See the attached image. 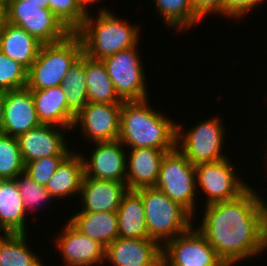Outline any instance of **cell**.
Here are the masks:
<instances>
[{
    "label": "cell",
    "instance_id": "1",
    "mask_svg": "<svg viewBox=\"0 0 267 266\" xmlns=\"http://www.w3.org/2000/svg\"><path fill=\"white\" fill-rule=\"evenodd\" d=\"M249 187L238 198L205 205L196 229L227 266L267 249V201Z\"/></svg>",
    "mask_w": 267,
    "mask_h": 266
},
{
    "label": "cell",
    "instance_id": "2",
    "mask_svg": "<svg viewBox=\"0 0 267 266\" xmlns=\"http://www.w3.org/2000/svg\"><path fill=\"white\" fill-rule=\"evenodd\" d=\"M148 99L124 101L120 113L118 140L130 148H176L177 125L163 113L153 110ZM150 106V107H149Z\"/></svg>",
    "mask_w": 267,
    "mask_h": 266
},
{
    "label": "cell",
    "instance_id": "3",
    "mask_svg": "<svg viewBox=\"0 0 267 266\" xmlns=\"http://www.w3.org/2000/svg\"><path fill=\"white\" fill-rule=\"evenodd\" d=\"M91 15L87 13L82 25L74 32L80 38L83 54L87 57L103 60L139 44L138 26L117 18L107 8L99 10L96 18Z\"/></svg>",
    "mask_w": 267,
    "mask_h": 266
},
{
    "label": "cell",
    "instance_id": "4",
    "mask_svg": "<svg viewBox=\"0 0 267 266\" xmlns=\"http://www.w3.org/2000/svg\"><path fill=\"white\" fill-rule=\"evenodd\" d=\"M142 198L150 239L163 246L193 226V216L155 187L135 190Z\"/></svg>",
    "mask_w": 267,
    "mask_h": 266
},
{
    "label": "cell",
    "instance_id": "5",
    "mask_svg": "<svg viewBox=\"0 0 267 266\" xmlns=\"http://www.w3.org/2000/svg\"><path fill=\"white\" fill-rule=\"evenodd\" d=\"M83 55L80 38L71 33L66 39L42 44L36 60L27 73V88L43 90L61 86L69 68Z\"/></svg>",
    "mask_w": 267,
    "mask_h": 266
},
{
    "label": "cell",
    "instance_id": "6",
    "mask_svg": "<svg viewBox=\"0 0 267 266\" xmlns=\"http://www.w3.org/2000/svg\"><path fill=\"white\" fill-rule=\"evenodd\" d=\"M154 187L183 206L194 217V211H197L195 165L177 147L163 156Z\"/></svg>",
    "mask_w": 267,
    "mask_h": 266
},
{
    "label": "cell",
    "instance_id": "7",
    "mask_svg": "<svg viewBox=\"0 0 267 266\" xmlns=\"http://www.w3.org/2000/svg\"><path fill=\"white\" fill-rule=\"evenodd\" d=\"M182 128V125L177 124L176 147L191 164L198 165L227 158L226 153L221 150L226 131L219 117L200 121L185 133Z\"/></svg>",
    "mask_w": 267,
    "mask_h": 266
},
{
    "label": "cell",
    "instance_id": "8",
    "mask_svg": "<svg viewBox=\"0 0 267 266\" xmlns=\"http://www.w3.org/2000/svg\"><path fill=\"white\" fill-rule=\"evenodd\" d=\"M8 23L23 28L42 44L66 39L72 32L50 9L29 0H6Z\"/></svg>",
    "mask_w": 267,
    "mask_h": 266
},
{
    "label": "cell",
    "instance_id": "9",
    "mask_svg": "<svg viewBox=\"0 0 267 266\" xmlns=\"http://www.w3.org/2000/svg\"><path fill=\"white\" fill-rule=\"evenodd\" d=\"M137 46L120 50L102 60L117 94L123 101L149 99L145 71Z\"/></svg>",
    "mask_w": 267,
    "mask_h": 266
},
{
    "label": "cell",
    "instance_id": "10",
    "mask_svg": "<svg viewBox=\"0 0 267 266\" xmlns=\"http://www.w3.org/2000/svg\"><path fill=\"white\" fill-rule=\"evenodd\" d=\"M233 169L228 157L195 165L196 190L204 191L206 205L236 199L250 187Z\"/></svg>",
    "mask_w": 267,
    "mask_h": 266
},
{
    "label": "cell",
    "instance_id": "11",
    "mask_svg": "<svg viewBox=\"0 0 267 266\" xmlns=\"http://www.w3.org/2000/svg\"><path fill=\"white\" fill-rule=\"evenodd\" d=\"M202 265L227 266L194 226L162 246V266Z\"/></svg>",
    "mask_w": 267,
    "mask_h": 266
},
{
    "label": "cell",
    "instance_id": "12",
    "mask_svg": "<svg viewBox=\"0 0 267 266\" xmlns=\"http://www.w3.org/2000/svg\"><path fill=\"white\" fill-rule=\"evenodd\" d=\"M121 108L122 104L88 102L75 117L72 129L80 126L84 138L92 142L118 140Z\"/></svg>",
    "mask_w": 267,
    "mask_h": 266
},
{
    "label": "cell",
    "instance_id": "13",
    "mask_svg": "<svg viewBox=\"0 0 267 266\" xmlns=\"http://www.w3.org/2000/svg\"><path fill=\"white\" fill-rule=\"evenodd\" d=\"M68 128L48 124L28 130L17 137L24 164L48 156H68L72 151L67 146L64 132Z\"/></svg>",
    "mask_w": 267,
    "mask_h": 266
},
{
    "label": "cell",
    "instance_id": "14",
    "mask_svg": "<svg viewBox=\"0 0 267 266\" xmlns=\"http://www.w3.org/2000/svg\"><path fill=\"white\" fill-rule=\"evenodd\" d=\"M93 144L96 148L90 157L82 154L85 177L126 183L127 149H123L124 145L119 140Z\"/></svg>",
    "mask_w": 267,
    "mask_h": 266
},
{
    "label": "cell",
    "instance_id": "15",
    "mask_svg": "<svg viewBox=\"0 0 267 266\" xmlns=\"http://www.w3.org/2000/svg\"><path fill=\"white\" fill-rule=\"evenodd\" d=\"M113 266H162V246L153 239L118 237L105 248Z\"/></svg>",
    "mask_w": 267,
    "mask_h": 266
},
{
    "label": "cell",
    "instance_id": "16",
    "mask_svg": "<svg viewBox=\"0 0 267 266\" xmlns=\"http://www.w3.org/2000/svg\"><path fill=\"white\" fill-rule=\"evenodd\" d=\"M54 241L65 266H96L105 262V248L81 233L69 221Z\"/></svg>",
    "mask_w": 267,
    "mask_h": 266
},
{
    "label": "cell",
    "instance_id": "17",
    "mask_svg": "<svg viewBox=\"0 0 267 266\" xmlns=\"http://www.w3.org/2000/svg\"><path fill=\"white\" fill-rule=\"evenodd\" d=\"M40 124L30 89L5 91L3 134L18 137Z\"/></svg>",
    "mask_w": 267,
    "mask_h": 266
},
{
    "label": "cell",
    "instance_id": "18",
    "mask_svg": "<svg viewBox=\"0 0 267 266\" xmlns=\"http://www.w3.org/2000/svg\"><path fill=\"white\" fill-rule=\"evenodd\" d=\"M127 191L125 182L84 176L79 193L82 209L77 212H117L121 199Z\"/></svg>",
    "mask_w": 267,
    "mask_h": 266
},
{
    "label": "cell",
    "instance_id": "19",
    "mask_svg": "<svg viewBox=\"0 0 267 266\" xmlns=\"http://www.w3.org/2000/svg\"><path fill=\"white\" fill-rule=\"evenodd\" d=\"M126 151V186L128 190H137L155 186L163 156L172 150L130 148Z\"/></svg>",
    "mask_w": 267,
    "mask_h": 266
},
{
    "label": "cell",
    "instance_id": "20",
    "mask_svg": "<svg viewBox=\"0 0 267 266\" xmlns=\"http://www.w3.org/2000/svg\"><path fill=\"white\" fill-rule=\"evenodd\" d=\"M38 120L41 124L72 129L75 117L69 112L64 90L54 86L31 90Z\"/></svg>",
    "mask_w": 267,
    "mask_h": 266
},
{
    "label": "cell",
    "instance_id": "21",
    "mask_svg": "<svg viewBox=\"0 0 267 266\" xmlns=\"http://www.w3.org/2000/svg\"><path fill=\"white\" fill-rule=\"evenodd\" d=\"M85 176L82 153L72 151L57 167L45 188L53 199H64L80 193Z\"/></svg>",
    "mask_w": 267,
    "mask_h": 266
},
{
    "label": "cell",
    "instance_id": "22",
    "mask_svg": "<svg viewBox=\"0 0 267 266\" xmlns=\"http://www.w3.org/2000/svg\"><path fill=\"white\" fill-rule=\"evenodd\" d=\"M26 214L15 179L0 180V231L26 234Z\"/></svg>",
    "mask_w": 267,
    "mask_h": 266
},
{
    "label": "cell",
    "instance_id": "23",
    "mask_svg": "<svg viewBox=\"0 0 267 266\" xmlns=\"http://www.w3.org/2000/svg\"><path fill=\"white\" fill-rule=\"evenodd\" d=\"M41 46L42 43L23 28L9 23L0 35V51L27 71L36 60Z\"/></svg>",
    "mask_w": 267,
    "mask_h": 266
},
{
    "label": "cell",
    "instance_id": "24",
    "mask_svg": "<svg viewBox=\"0 0 267 266\" xmlns=\"http://www.w3.org/2000/svg\"><path fill=\"white\" fill-rule=\"evenodd\" d=\"M68 221L104 248L118 238L116 212H77Z\"/></svg>",
    "mask_w": 267,
    "mask_h": 266
},
{
    "label": "cell",
    "instance_id": "25",
    "mask_svg": "<svg viewBox=\"0 0 267 266\" xmlns=\"http://www.w3.org/2000/svg\"><path fill=\"white\" fill-rule=\"evenodd\" d=\"M116 214L118 237L150 239L142 198L135 190H128L123 195Z\"/></svg>",
    "mask_w": 267,
    "mask_h": 266
},
{
    "label": "cell",
    "instance_id": "26",
    "mask_svg": "<svg viewBox=\"0 0 267 266\" xmlns=\"http://www.w3.org/2000/svg\"><path fill=\"white\" fill-rule=\"evenodd\" d=\"M86 78L88 102L109 104L124 102L117 94L102 60L86 56Z\"/></svg>",
    "mask_w": 267,
    "mask_h": 266
},
{
    "label": "cell",
    "instance_id": "27",
    "mask_svg": "<svg viewBox=\"0 0 267 266\" xmlns=\"http://www.w3.org/2000/svg\"><path fill=\"white\" fill-rule=\"evenodd\" d=\"M27 239V233L0 235V266H44Z\"/></svg>",
    "mask_w": 267,
    "mask_h": 266
},
{
    "label": "cell",
    "instance_id": "28",
    "mask_svg": "<svg viewBox=\"0 0 267 266\" xmlns=\"http://www.w3.org/2000/svg\"><path fill=\"white\" fill-rule=\"evenodd\" d=\"M86 78V55H82L69 68L61 83L69 112L76 117L88 103Z\"/></svg>",
    "mask_w": 267,
    "mask_h": 266
},
{
    "label": "cell",
    "instance_id": "29",
    "mask_svg": "<svg viewBox=\"0 0 267 266\" xmlns=\"http://www.w3.org/2000/svg\"><path fill=\"white\" fill-rule=\"evenodd\" d=\"M159 15L168 27L188 30L199 20L194 16L191 0H153Z\"/></svg>",
    "mask_w": 267,
    "mask_h": 266
},
{
    "label": "cell",
    "instance_id": "30",
    "mask_svg": "<svg viewBox=\"0 0 267 266\" xmlns=\"http://www.w3.org/2000/svg\"><path fill=\"white\" fill-rule=\"evenodd\" d=\"M25 171L17 137L0 134V180L15 179Z\"/></svg>",
    "mask_w": 267,
    "mask_h": 266
},
{
    "label": "cell",
    "instance_id": "31",
    "mask_svg": "<svg viewBox=\"0 0 267 266\" xmlns=\"http://www.w3.org/2000/svg\"><path fill=\"white\" fill-rule=\"evenodd\" d=\"M15 181L26 212H30V209L33 210L34 207H36L35 209L41 208L44 203L49 202L51 199L53 200L45 186L33 181L25 171L19 174Z\"/></svg>",
    "mask_w": 267,
    "mask_h": 266
},
{
    "label": "cell",
    "instance_id": "32",
    "mask_svg": "<svg viewBox=\"0 0 267 266\" xmlns=\"http://www.w3.org/2000/svg\"><path fill=\"white\" fill-rule=\"evenodd\" d=\"M28 71L0 51V91L22 89L27 86Z\"/></svg>",
    "mask_w": 267,
    "mask_h": 266
},
{
    "label": "cell",
    "instance_id": "33",
    "mask_svg": "<svg viewBox=\"0 0 267 266\" xmlns=\"http://www.w3.org/2000/svg\"><path fill=\"white\" fill-rule=\"evenodd\" d=\"M49 9L74 33L85 20L87 13L80 7L77 0H48Z\"/></svg>",
    "mask_w": 267,
    "mask_h": 266
},
{
    "label": "cell",
    "instance_id": "34",
    "mask_svg": "<svg viewBox=\"0 0 267 266\" xmlns=\"http://www.w3.org/2000/svg\"><path fill=\"white\" fill-rule=\"evenodd\" d=\"M67 156H48L25 164V172L36 183L46 186L57 167Z\"/></svg>",
    "mask_w": 267,
    "mask_h": 266
},
{
    "label": "cell",
    "instance_id": "35",
    "mask_svg": "<svg viewBox=\"0 0 267 266\" xmlns=\"http://www.w3.org/2000/svg\"><path fill=\"white\" fill-rule=\"evenodd\" d=\"M265 0H224L223 15L227 18H242L248 11L250 12L257 5H261Z\"/></svg>",
    "mask_w": 267,
    "mask_h": 266
},
{
    "label": "cell",
    "instance_id": "36",
    "mask_svg": "<svg viewBox=\"0 0 267 266\" xmlns=\"http://www.w3.org/2000/svg\"><path fill=\"white\" fill-rule=\"evenodd\" d=\"M194 16L201 20L205 15H223L224 0H191Z\"/></svg>",
    "mask_w": 267,
    "mask_h": 266
},
{
    "label": "cell",
    "instance_id": "37",
    "mask_svg": "<svg viewBox=\"0 0 267 266\" xmlns=\"http://www.w3.org/2000/svg\"><path fill=\"white\" fill-rule=\"evenodd\" d=\"M8 23L6 0H0V35Z\"/></svg>",
    "mask_w": 267,
    "mask_h": 266
},
{
    "label": "cell",
    "instance_id": "38",
    "mask_svg": "<svg viewBox=\"0 0 267 266\" xmlns=\"http://www.w3.org/2000/svg\"><path fill=\"white\" fill-rule=\"evenodd\" d=\"M4 107H5V92L0 91V134L2 133Z\"/></svg>",
    "mask_w": 267,
    "mask_h": 266
},
{
    "label": "cell",
    "instance_id": "39",
    "mask_svg": "<svg viewBox=\"0 0 267 266\" xmlns=\"http://www.w3.org/2000/svg\"><path fill=\"white\" fill-rule=\"evenodd\" d=\"M100 0H77L80 7L86 12L89 13L87 6L93 3H97Z\"/></svg>",
    "mask_w": 267,
    "mask_h": 266
},
{
    "label": "cell",
    "instance_id": "40",
    "mask_svg": "<svg viewBox=\"0 0 267 266\" xmlns=\"http://www.w3.org/2000/svg\"><path fill=\"white\" fill-rule=\"evenodd\" d=\"M29 1L33 2L34 4H38V7H40V8L49 9V1L48 0H29Z\"/></svg>",
    "mask_w": 267,
    "mask_h": 266
}]
</instances>
